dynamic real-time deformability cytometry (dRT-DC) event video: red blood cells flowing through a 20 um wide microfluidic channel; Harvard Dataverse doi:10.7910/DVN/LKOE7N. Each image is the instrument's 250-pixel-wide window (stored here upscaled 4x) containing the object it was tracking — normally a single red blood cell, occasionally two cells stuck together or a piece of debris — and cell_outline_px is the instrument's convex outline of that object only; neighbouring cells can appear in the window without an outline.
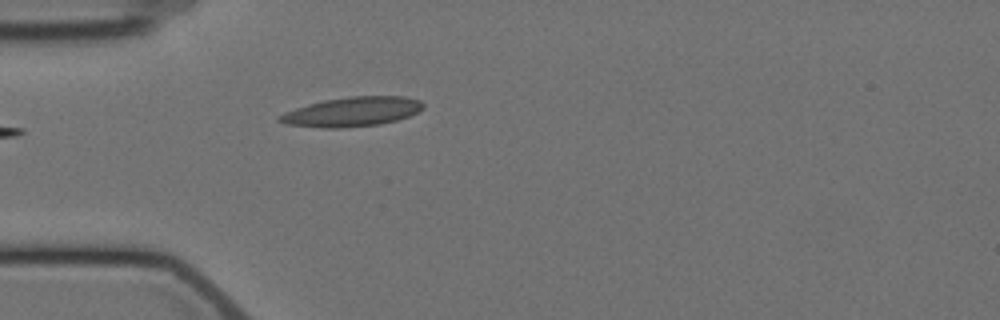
{"species": "Egyptian fruit bat (a non-hibernating species)", "species_latin": "Rousettus aegyptiacus", "temperature_condition": "cold", "stored_images_in_passage": 5, "camera_frame_rate_fps": 3000, "um_per_image_px": 0.085, "animal": {"sex": "female"}, "frame": {"image": 1, "passage_image": 5, "time_ms": 4.667, "image_size_px": [1000, 320], "cell_outline_px": [[424, 108], [408, 116], [396, 120], [380, 124], [344, 128], [324, 128], [288, 124], [276, 120], [276, 116], [284, 112], [308, 104], [324, 100], [348, 96], [404, 96], [420, 100], [424, 104]], "centroid_in_image_um": [29.91, 9.49], "position_along_channel_um": 55.1, "area_um2": 24.68}}